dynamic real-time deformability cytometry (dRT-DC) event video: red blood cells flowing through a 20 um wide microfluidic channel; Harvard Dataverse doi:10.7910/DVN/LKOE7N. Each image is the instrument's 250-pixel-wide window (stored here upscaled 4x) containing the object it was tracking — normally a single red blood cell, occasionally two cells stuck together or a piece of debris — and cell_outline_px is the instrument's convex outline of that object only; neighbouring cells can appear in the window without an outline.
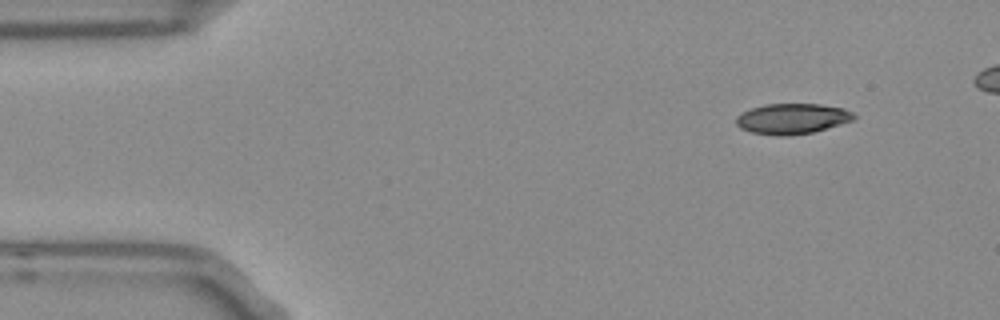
{"species": "Egyptian fruit bat (a non-hibernating species)", "species_latin": "Rousettus aegyptiacus", "temperature_condition": "room temperature", "stored_images_in_passage": 7, "camera_frame_rate_fps": 3000, "um_per_image_px": 0.085, "frame": {"image": 1, "passage_image": 1, "time_ms": 0.0, "image_size_px": [1000, 320], "cell_outline_px": [[840, 112], [836, 120], [820, 128], [804, 132], [764, 132], [784, 104], [800, 104], [832, 108]], "centroid_in_image_um": [68.15, 10.07], "position_along_channel_um": 16.8, "area_um2": 10.92}}